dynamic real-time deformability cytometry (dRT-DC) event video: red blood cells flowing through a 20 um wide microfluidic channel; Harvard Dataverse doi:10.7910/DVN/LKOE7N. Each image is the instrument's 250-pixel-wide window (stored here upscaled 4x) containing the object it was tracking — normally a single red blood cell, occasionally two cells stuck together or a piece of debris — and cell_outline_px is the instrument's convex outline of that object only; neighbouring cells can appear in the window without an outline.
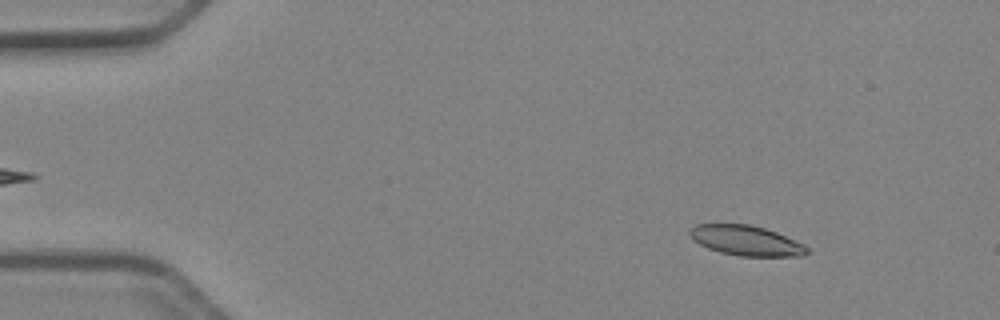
{"species": "Egyptian fruit bat (a non-hibernating species)", "species_latin": "Rousettus aegyptiacus", "temperature_condition": "cold", "stored_images_in_passage": 51, "camera_frame_rate_fps": 3000, "um_per_image_px": 0.085, "animal": {"sex": "female"}, "frame": {"image": 1, "passage_image": 6, "time_ms": 1.667, "image_size_px": [1000, 320], "cell_outline_px": [[812, 252], [804, 256], [740, 256], [720, 252], [708, 248], [692, 240], [688, 232], [696, 224], [752, 224], [776, 232], [804, 244]], "centroid_in_image_um": [63.44, 20.45], "position_along_channel_um": 21.6, "area_um2": 20.63}}
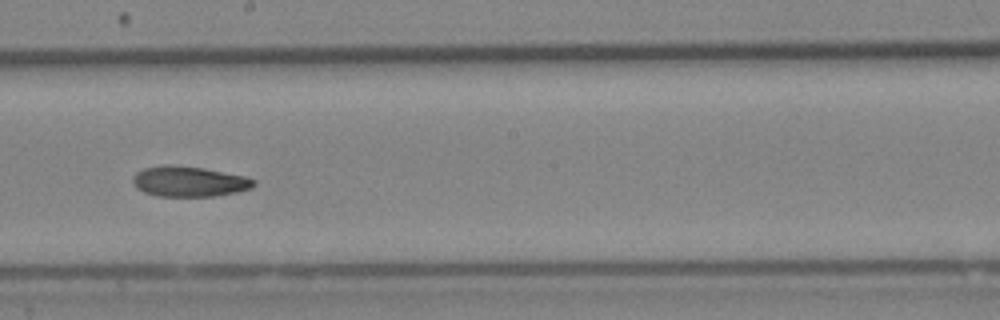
{"frame": {"image": 2, "passage_image": 29, "time_ms": 9.333, "image_size_px": [1000, 320], "cell_outline_px": [[256, 184], [252, 188], [236, 192], [216, 196], [156, 196], [144, 192], [136, 188], [132, 180], [132, 176], [136, 172], [144, 168], [164, 164], [168, 164], [204, 168], [244, 176], [256, 180]], "centroid_in_image_um": [16.05, 15.42], "position_along_channel_um": 232.1, "area_um2": 21.56}}
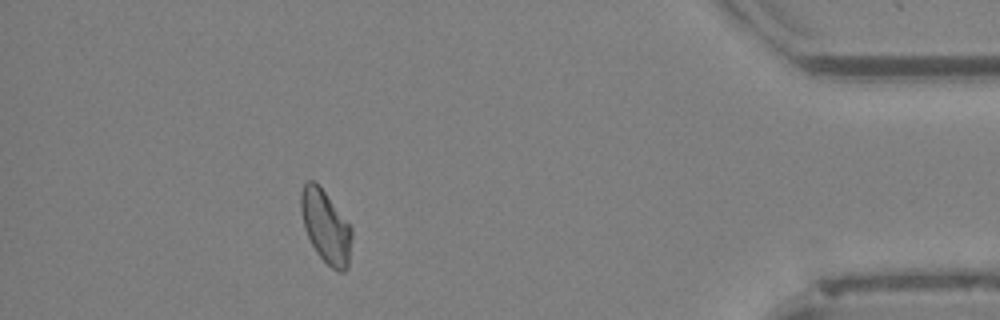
{"frame": {"image": 3, "passage_image": 46, "time_ms": 15.0, "image_size_px": [1000, 320], "cell_outline_px": [[352, 236], [348, 268], [344, 272], [336, 272], [316, 252], [304, 228], [300, 208], [300, 192], [304, 184], [308, 180], [312, 180], [324, 192], [352, 228]], "centroid_in_image_um": [27.68, 19.3], "position_along_channel_um": 407.5, "area_um2": 21.27}}